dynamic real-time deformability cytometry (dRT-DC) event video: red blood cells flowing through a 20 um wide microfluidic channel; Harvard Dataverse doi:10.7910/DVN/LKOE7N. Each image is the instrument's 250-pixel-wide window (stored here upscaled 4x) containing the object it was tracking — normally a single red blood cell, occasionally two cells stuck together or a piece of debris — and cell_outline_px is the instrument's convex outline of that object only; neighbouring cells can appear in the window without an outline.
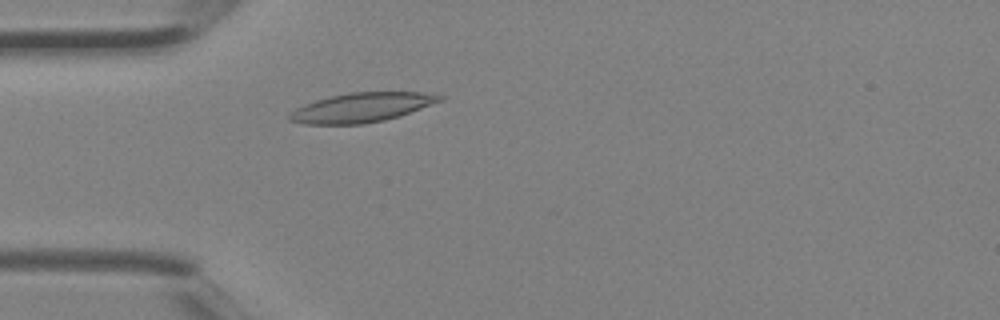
{"species": "Egyptian fruit bat (a non-hibernating species)", "species_latin": "Rousettus aegyptiacus", "temperature_condition": "room temperature", "stored_images_in_passage": 1, "camera_frame_rate_fps": 3000, "um_per_image_px": 0.085, "animal": {"sex": "female"}, "frame": {"image": 1, "passage_image": 1, "time_ms": 0.0, "image_size_px": [1000, 320], "cell_outline_px": [[444, 100], [400, 116], [384, 120], [364, 124], [304, 124], [288, 120], [288, 116], [296, 108], [304, 104], [328, 96], [348, 92], [424, 92], [444, 96]], "centroid_in_image_um": [30.75, 9.13], "position_along_channel_um": 54.2, "area_um2": 25.84}}